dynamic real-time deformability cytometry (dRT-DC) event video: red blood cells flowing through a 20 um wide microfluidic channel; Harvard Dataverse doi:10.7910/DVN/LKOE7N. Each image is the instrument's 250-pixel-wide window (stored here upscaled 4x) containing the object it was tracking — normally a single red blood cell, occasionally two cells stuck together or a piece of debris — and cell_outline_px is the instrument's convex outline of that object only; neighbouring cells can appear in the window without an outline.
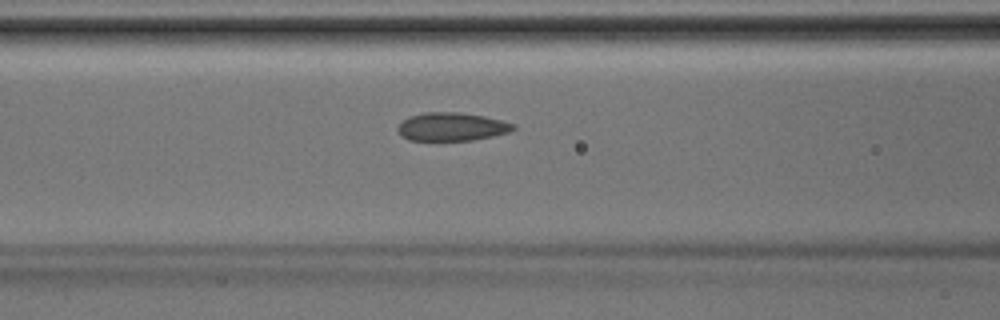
{"species": "Egyptian fruit bat (a non-hibernating species)", "species_latin": "Rousettus aegyptiacus", "temperature_condition": "room temperature", "stored_images_in_passage": 28, "camera_frame_rate_fps": 3000, "um_per_image_px": 0.085, "animal": {"sex": "male"}, "frame": {"image": 1, "passage_image": 5, "time_ms": 1.333, "image_size_px": [1000, 320], "cell_outline_px": [[516, 128], [508, 132], [492, 136], [472, 140], [408, 140], [400, 136], [396, 128], [408, 116], [424, 112], [460, 112], [484, 116], [516, 124]], "centroid_in_image_um": [38.37, 10.77], "position_along_channel_um": 128.2, "area_um2": 19.07}}
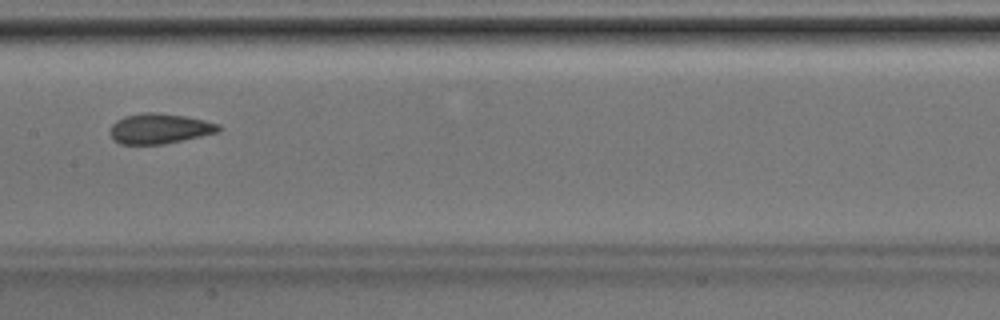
{"frame": {"image": 2, "passage_image": 9, "time_ms": 2.667, "image_size_px": [1000, 320], "cell_outline_px": [[220, 128], [216, 132], [200, 136], [164, 144], [120, 144], [112, 140], [108, 132], [108, 128], [116, 120], [124, 116], [144, 112], [156, 112], [184, 116], [204, 120], [220, 124]], "centroid_in_image_um": [13.47, 10.93], "position_along_channel_um": 193.9, "area_um2": 19.19}}
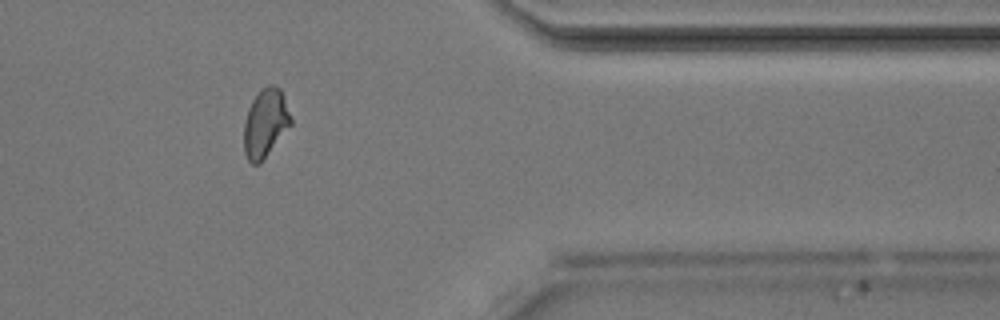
{"frame": {"image": 3, "passage_image": 22, "time_ms": 7.0, "image_size_px": [1000, 320], "cell_outline_px": [[292, 124], [260, 164], [252, 164], [248, 160], [244, 152], [244, 124], [248, 108], [252, 100], [268, 84], [276, 84], [280, 88], [292, 120]], "centroid_in_image_um": [22.56, 10.49], "position_along_channel_um": 388.8, "area_um2": 18.61}}